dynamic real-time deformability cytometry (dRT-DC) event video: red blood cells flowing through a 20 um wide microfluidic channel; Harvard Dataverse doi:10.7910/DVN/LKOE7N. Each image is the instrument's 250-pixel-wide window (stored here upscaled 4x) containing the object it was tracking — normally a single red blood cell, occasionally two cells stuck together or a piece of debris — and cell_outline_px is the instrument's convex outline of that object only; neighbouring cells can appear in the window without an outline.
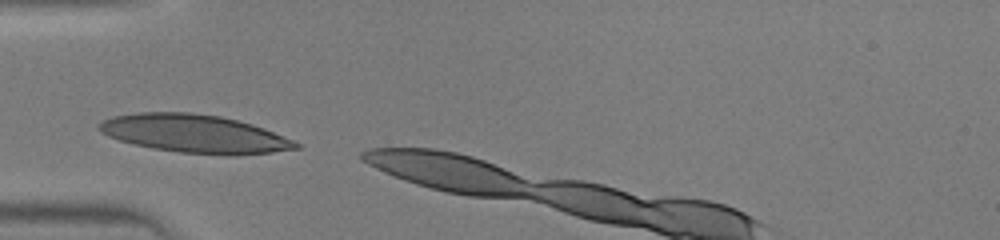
{"species": "human", "species_latin": "Homo sapiens", "temperature_condition": "warm", "stored_images_in_passage": 3, "camera_frame_rate_fps": 3000, "um_per_image_px": 0.085, "donor": {"sex": "male"}, "frame": {"image": 1, "passage_image": 1, "time_ms": 0.0, "image_size_px": [1000, 240], "cell_outline_px": [[300, 148], [272, 152], [236, 156], [224, 156], [180, 152], [152, 148], [120, 140], [108, 136], [100, 132], [96, 128], [96, 124], [112, 116], [140, 112], [192, 112], [220, 116], [252, 124], [264, 128], [292, 140], [300, 144]], "centroid_in_image_um": [16.52, 11.37], "position_along_channel_um": 68.5, "area_um2": 43.93}}